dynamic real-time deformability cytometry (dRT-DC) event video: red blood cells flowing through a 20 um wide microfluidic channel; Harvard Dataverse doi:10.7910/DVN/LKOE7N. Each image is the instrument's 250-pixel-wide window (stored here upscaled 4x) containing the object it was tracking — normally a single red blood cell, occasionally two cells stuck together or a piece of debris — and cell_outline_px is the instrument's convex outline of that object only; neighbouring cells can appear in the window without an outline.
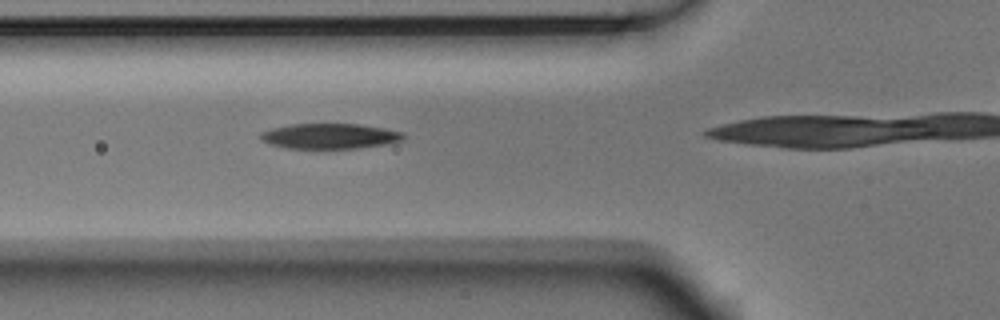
{"species": "Egyptian fruit bat (a non-hibernating species)", "species_latin": "Rousettus aegyptiacus", "temperature_condition": "room temperature", "stored_images_in_passage": 4, "camera_frame_rate_fps": 3000, "um_per_image_px": 0.085, "animal": {"sex": "male"}, "frame": {"image": 1, "passage_image": 3, "time_ms": 0.667, "image_size_px": [1000, 320], "cell_outline_px": [[404, 140], [388, 144], [360, 148], [288, 148], [268, 144], [260, 140], [260, 132], [272, 128], [292, 124], [356, 124], [384, 128], [404, 132]], "centroid_in_image_um": [28.04, 11.57], "position_along_channel_um": 97.8, "area_um2": 21.15}}